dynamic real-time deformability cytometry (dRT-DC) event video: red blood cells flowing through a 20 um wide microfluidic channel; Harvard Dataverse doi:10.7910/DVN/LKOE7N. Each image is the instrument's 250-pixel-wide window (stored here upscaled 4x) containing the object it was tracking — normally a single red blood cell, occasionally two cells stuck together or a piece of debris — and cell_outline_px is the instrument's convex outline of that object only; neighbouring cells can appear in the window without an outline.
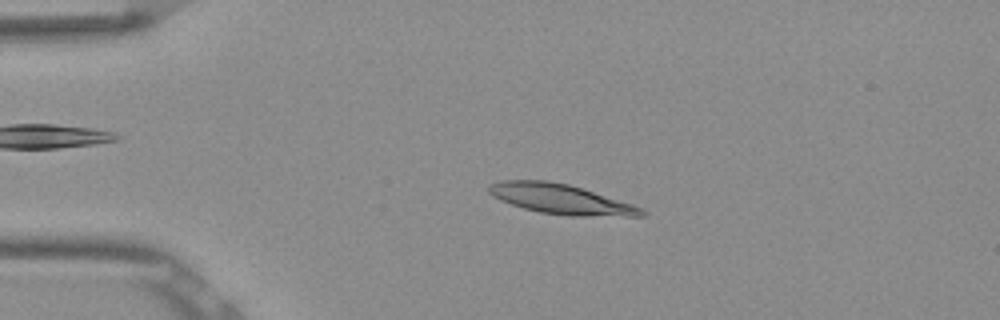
{"species": "Egyptian fruit bat (a non-hibernating species)", "species_latin": "Rousettus aegyptiacus", "temperature_condition": "room temperature", "stored_images_in_passage": 52, "camera_frame_rate_fps": 3000, "um_per_image_px": 0.085, "frame": {"image": 1, "passage_image": 11, "time_ms": 3.333, "image_size_px": [1000, 320], "cell_outline_px": [[648, 216], [568, 216], [540, 212], [524, 208], [500, 200], [492, 196], [488, 192], [488, 188], [492, 184], [500, 180], [548, 180], [568, 184], [632, 204], [644, 208], [648, 212]], "centroid_in_image_um": [47.7, 16.93], "position_along_channel_um": 37.3, "area_um2": 26.59}}
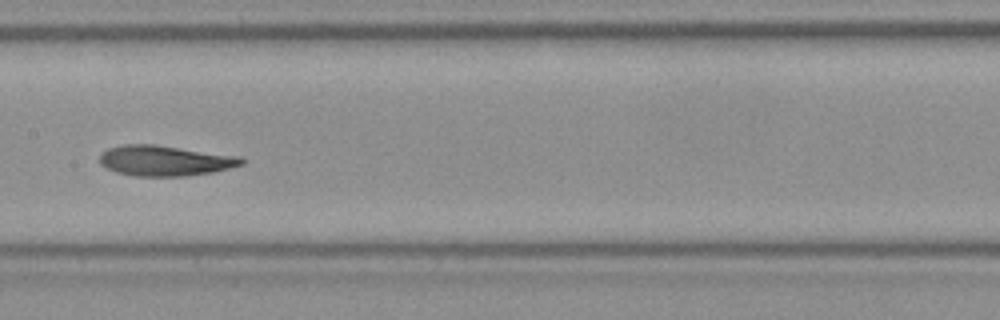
{"frame": {"image": 2, "passage_image": 26, "time_ms": 8.333, "image_size_px": [1000, 320], "cell_outline_px": [[244, 164], [212, 172], [188, 176], [136, 176], [116, 172], [104, 168], [100, 164], [100, 152], [108, 148], [124, 144], [156, 144], [240, 156], [244, 160]], "centroid_in_image_um": [13.99, 13.65], "position_along_channel_um": 193.4, "area_um2": 25.37}}
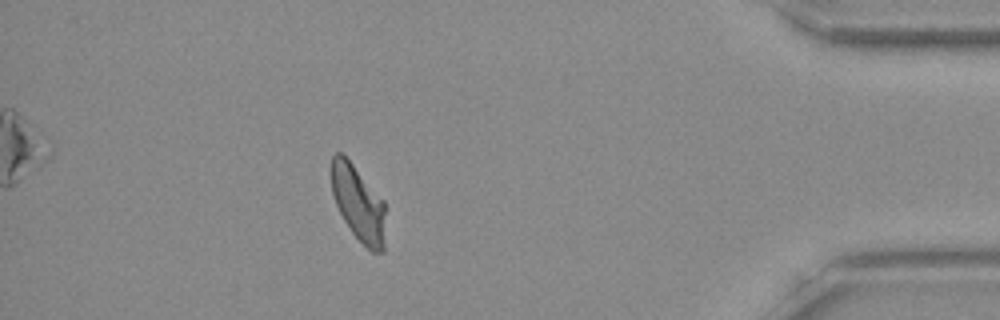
{"frame": {"image": 3, "passage_image": 46, "time_ms": 15.0, "image_size_px": [1000, 320], "cell_outline_px": [[384, 252], [372, 252], [352, 232], [344, 220], [336, 204], [332, 192], [328, 172], [328, 168], [332, 156], [336, 152], [340, 152], [352, 164], [384, 200]], "centroid_in_image_um": [30.41, 17.23], "position_along_channel_um": 404.8, "area_um2": 23.81}, "authors_computed_cell_mechanics": {"area_um2": 25.2008, "velocity_mm_per_s": 3.8497, "shape_relaxation_time_tau1_ms": 6.2587, "shape_relaxation_time_tau2_ms": 3.6163, "deformation_change_tau1": 0.1845, "deformation_change_tau2": 0.1102}}